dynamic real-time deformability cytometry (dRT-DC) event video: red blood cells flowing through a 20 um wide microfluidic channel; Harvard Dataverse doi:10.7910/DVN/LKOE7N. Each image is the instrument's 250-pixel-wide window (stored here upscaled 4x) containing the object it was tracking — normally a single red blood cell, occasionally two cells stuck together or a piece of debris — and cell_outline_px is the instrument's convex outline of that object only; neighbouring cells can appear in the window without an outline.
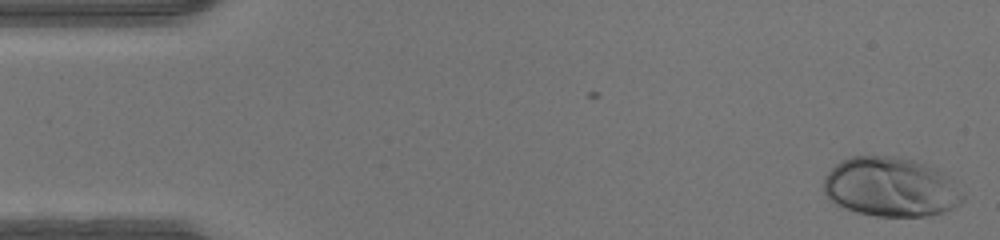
{"species": "human", "species_latin": "Homo sapiens", "temperature_condition": "warm", "stored_images_in_passage": 47, "camera_frame_rate_fps": 3000, "um_per_image_px": 0.085, "donor": {"sex": "male"}, "frame": {"image": 1, "passage_image": 1, "time_ms": 0.0, "image_size_px": [1000, 240], "cell_outline_px": [[964, 200], [952, 208], [944, 212], [924, 216], [876, 216], [856, 212], [844, 208], [836, 204], [824, 192], [824, 176], [840, 160], [852, 156], [896, 156], [912, 160], [936, 168], [956, 180], [964, 196]], "centroid_in_image_um": [75.74, 15.89], "position_along_channel_um": 9.3, "area_um2": 48.44}}
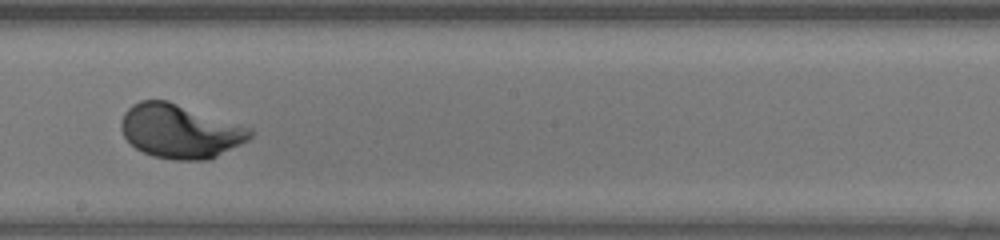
{"frame": {"image": 2, "passage_image": 26, "time_ms": 8.333, "image_size_px": [1000, 240], "cell_outline_px": [[256, 132], [248, 140], [208, 160], [176, 160], [152, 156], [136, 148], [124, 136], [120, 128], [120, 120], [124, 112], [132, 104], [140, 100], [168, 100], [252, 128]], "centroid_in_image_um": [15.3, 11.14], "position_along_channel_um": 232.9, "area_um2": 40.63}}
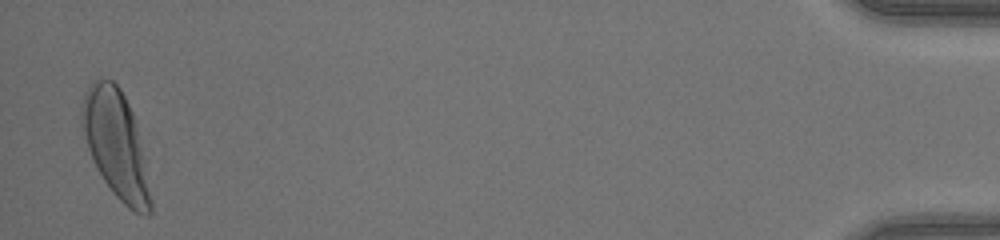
{"frame": {"image": 3, "passage_image": 46, "time_ms": 15.0, "image_size_px": [1000, 240], "cell_outline_px": [[152, 212], [136, 212], [128, 208], [112, 192], [96, 168], [92, 160], [80, 124], [80, 104], [84, 92], [92, 80], [112, 80], [120, 88], [132, 112], [136, 128], [152, 200]], "centroid_in_image_um": [9.79, 12.23], "position_along_channel_um": 425.4, "area_um2": 42.31}}